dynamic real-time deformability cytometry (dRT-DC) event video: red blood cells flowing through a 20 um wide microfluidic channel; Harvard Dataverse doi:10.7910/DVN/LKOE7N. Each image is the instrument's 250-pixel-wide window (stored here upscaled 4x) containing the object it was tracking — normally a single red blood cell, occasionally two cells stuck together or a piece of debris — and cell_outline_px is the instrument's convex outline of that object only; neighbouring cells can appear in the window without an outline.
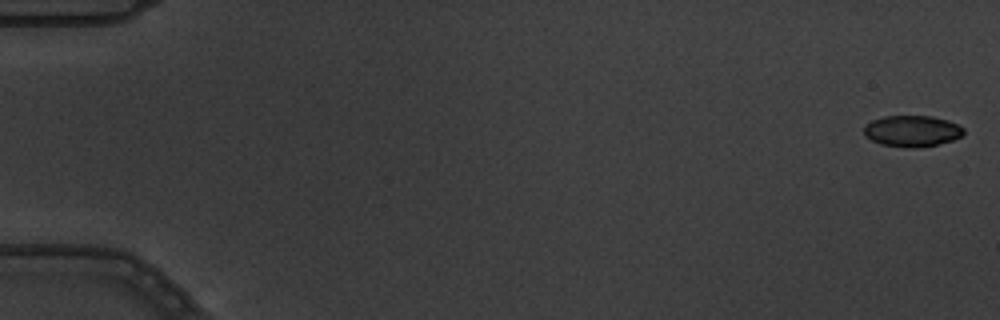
{"species": "common noctule bat (a hibernating species)", "species_latin": "Nyctalus noctula", "temperature_condition": "warm", "stored_images_in_passage": 5, "camera_frame_rate_fps": 3000, "um_per_image_px": 0.085, "animal": {"sex": "male", "body_mass_g": 19.5, "forearm_length_mm": 54.6}, "frame": {"image": 1, "passage_image": 1, "time_ms": 0.0, "image_size_px": [1000, 320], "cell_outline_px": [[964, 132], [960, 136], [952, 140], [936, 144], [916, 148], [912, 148], [880, 144], [864, 136], [864, 128], [872, 120], [884, 116], [932, 116], [948, 120], [960, 124], [964, 128]], "centroid_in_image_um": [77.54, 11.13], "position_along_channel_um": 7.5, "area_um2": 18.09}}
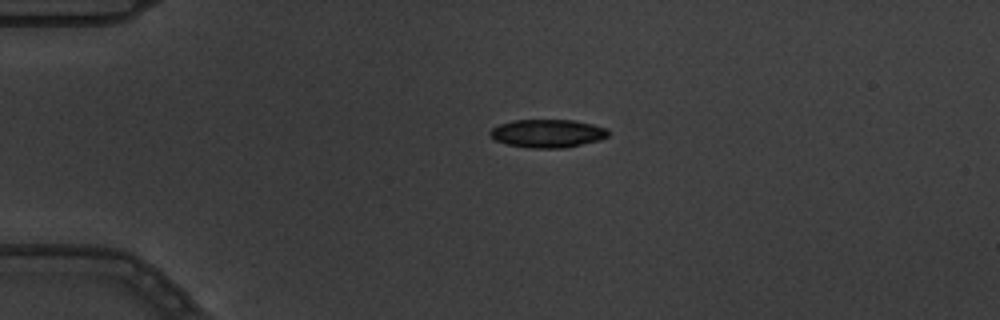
{"frame": {"image": 2, "passage_image": 4, "time_ms": 1.0, "image_size_px": [1000, 320], "cell_outline_px": [[608, 136], [600, 140], [564, 148], [532, 148], [508, 144], [496, 140], [488, 132], [492, 128], [500, 124], [512, 120], [576, 120], [608, 128]], "centroid_in_image_um": [46.57, 11.33], "position_along_channel_um": 38.4, "area_um2": 19.36}}